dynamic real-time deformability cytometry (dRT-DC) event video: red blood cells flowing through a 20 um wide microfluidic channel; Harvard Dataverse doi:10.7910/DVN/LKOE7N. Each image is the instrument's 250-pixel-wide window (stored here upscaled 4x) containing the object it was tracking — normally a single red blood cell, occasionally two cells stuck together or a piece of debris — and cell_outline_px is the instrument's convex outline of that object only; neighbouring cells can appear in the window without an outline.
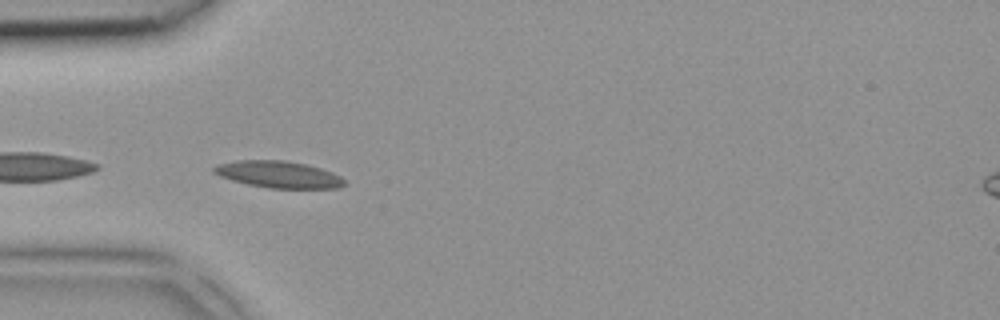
{"species": "common noctule bat (a hibernating species)", "species_latin": "Nyctalus noctula", "temperature_condition": "room temperature", "stored_images_in_passage": 4, "camera_frame_rate_fps": 3000, "um_per_image_px": 0.085, "animal": {"sex": "female", "body_mass_g": 18.4}, "frame": {"image": 1, "passage_image": 3, "time_ms": 0.667, "image_size_px": [1000, 320], "cell_outline_px": [[348, 184], [340, 188], [268, 188], [248, 184], [232, 180], [220, 176], [212, 172], [212, 168], [220, 164], [236, 160], [284, 160], [304, 164], [320, 168], [332, 172], [340, 176]], "centroid_in_image_um": [23.69, 14.83], "position_along_channel_um": 61.3, "area_um2": 20.35}}